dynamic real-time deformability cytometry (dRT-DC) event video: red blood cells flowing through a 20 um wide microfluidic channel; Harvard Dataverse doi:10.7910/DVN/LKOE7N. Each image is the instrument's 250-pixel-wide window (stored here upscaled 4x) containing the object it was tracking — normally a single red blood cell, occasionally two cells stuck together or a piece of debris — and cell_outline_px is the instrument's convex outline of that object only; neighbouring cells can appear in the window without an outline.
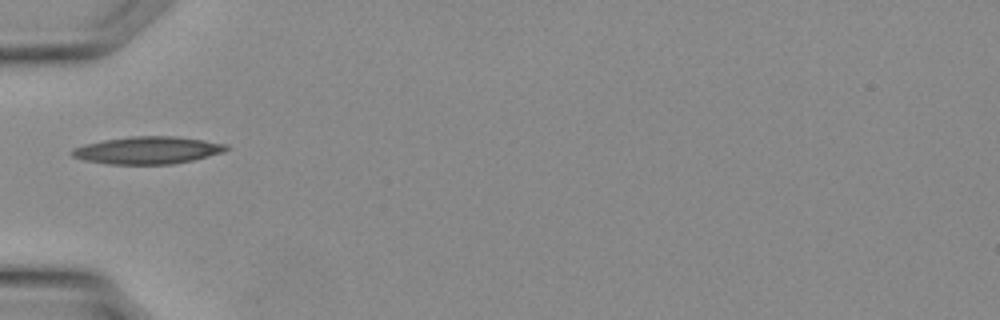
{"species": "Egyptian fruit bat (a non-hibernating species)", "species_latin": "Rousettus aegyptiacus", "temperature_condition": "warm", "stored_images_in_passage": 24, "camera_frame_rate_fps": 3000, "um_per_image_px": 0.085, "animal": {"sex": "female"}, "frame": {"image": 1, "passage_image": 1, "time_ms": 0.0, "image_size_px": [1000, 320], "cell_outline_px": [[228, 148], [224, 152], [192, 160], [172, 164], [108, 164], [84, 160], [72, 156], [68, 152], [72, 148], [84, 144], [104, 140], [132, 136], [176, 136], [204, 140], [228, 144]], "centroid_in_image_um": [12.52, 12.77], "position_along_channel_um": 72.5, "area_um2": 24.68}}
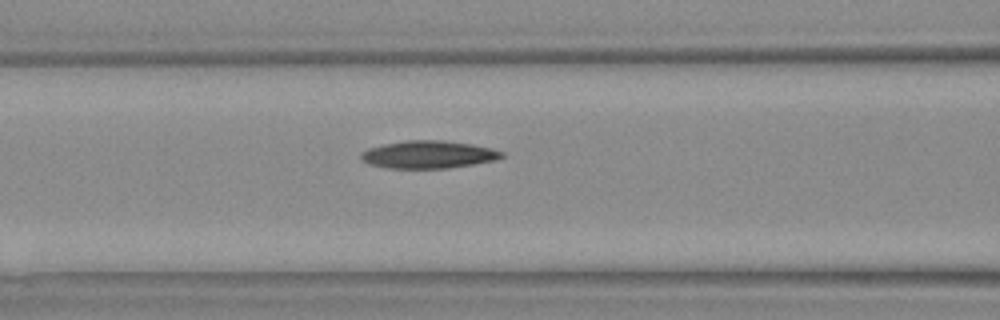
{"frame": {"image": 2, "passage_image": 4, "time_ms": 1.0, "image_size_px": [1000, 320], "cell_outline_px": [[504, 156], [496, 160], [448, 168], [384, 168], [368, 164], [360, 156], [368, 148], [384, 144], [408, 140], [444, 140], [472, 144], [492, 148], [504, 152]], "centroid_in_image_um": [36.44, 13.13], "position_along_channel_um": 130.2, "area_um2": 22.6}}